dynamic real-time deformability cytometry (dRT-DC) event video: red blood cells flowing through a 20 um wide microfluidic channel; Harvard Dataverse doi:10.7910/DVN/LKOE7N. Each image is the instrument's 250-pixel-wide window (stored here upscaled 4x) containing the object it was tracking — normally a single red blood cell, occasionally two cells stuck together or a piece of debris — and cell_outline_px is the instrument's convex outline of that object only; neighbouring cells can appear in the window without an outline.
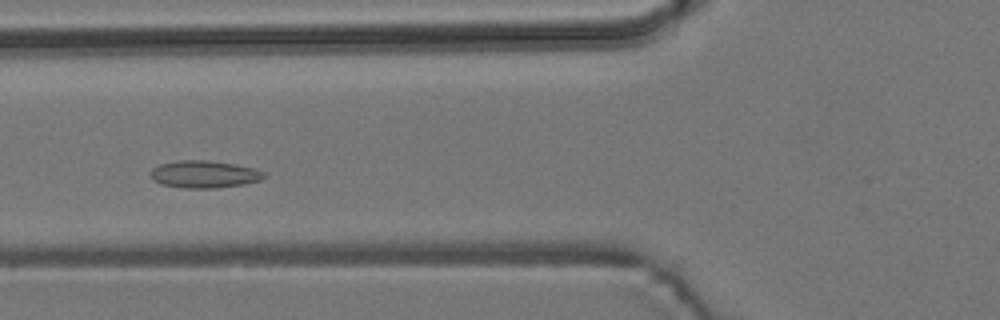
{"species": "common noctule bat (a hibernating species)", "species_latin": "Nyctalus noctula", "temperature_condition": "room temperature", "stored_images_in_passage": 7, "camera_frame_rate_fps": 3000, "um_per_image_px": 0.085, "animal": {"sex": "male", "body_mass_g": 19.2, "forearm_length_mm": 51.8}, "frame": {"image": 1, "passage_image": 5, "time_ms": 5.0, "image_size_px": [1000, 320], "cell_outline_px": [[268, 176], [260, 180], [244, 184], [216, 188], [184, 188], [160, 184], [152, 180], [148, 172], [152, 168], [160, 164], [176, 160], [208, 160], [236, 164], [256, 168], [264, 172]], "centroid_in_image_um": [17.35, 14.8], "position_along_channel_um": 108.5, "area_um2": 18.44}}
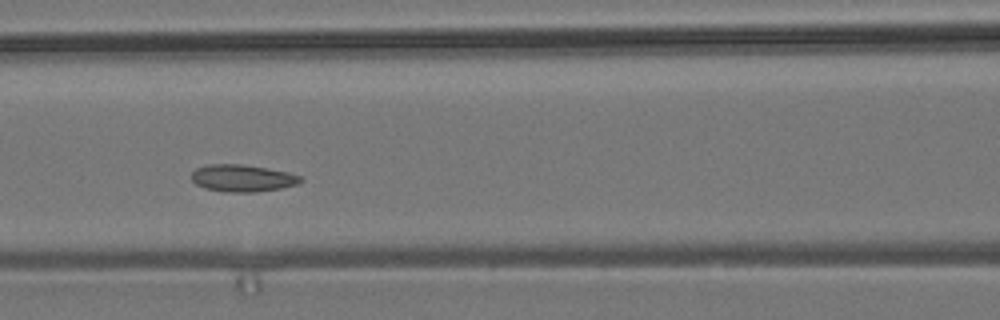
{"frame": {"image": 2, "passage_image": 6, "time_ms": 6.0, "image_size_px": [1000, 320], "cell_outline_px": [[304, 180], [300, 184], [280, 188], [256, 192], [224, 192], [204, 188], [196, 184], [192, 180], [192, 172], [196, 168], [208, 164], [240, 164], [288, 172], [300, 176]], "centroid_in_image_um": [20.61, 15.15], "position_along_channel_um": 146.0, "area_um2": 17.22}}
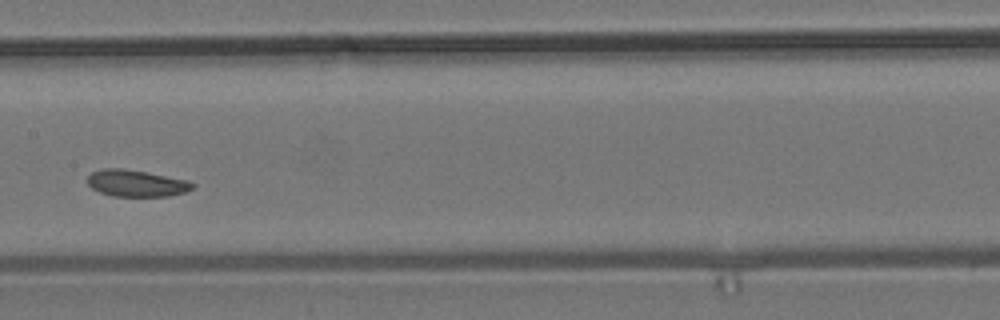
{"frame": {"image": 3, "passage_image": 7, "time_ms": 7.333, "image_size_px": [1000, 320], "cell_outline_px": [[196, 184], [192, 188], [184, 192], [168, 196], [112, 196], [100, 192], [92, 188], [88, 184], [88, 176], [92, 172], [100, 168], [124, 168], [148, 172], [188, 180]], "centroid_in_image_um": [11.58, 15.56], "position_along_channel_um": 195.8, "area_um2": 16.42}}